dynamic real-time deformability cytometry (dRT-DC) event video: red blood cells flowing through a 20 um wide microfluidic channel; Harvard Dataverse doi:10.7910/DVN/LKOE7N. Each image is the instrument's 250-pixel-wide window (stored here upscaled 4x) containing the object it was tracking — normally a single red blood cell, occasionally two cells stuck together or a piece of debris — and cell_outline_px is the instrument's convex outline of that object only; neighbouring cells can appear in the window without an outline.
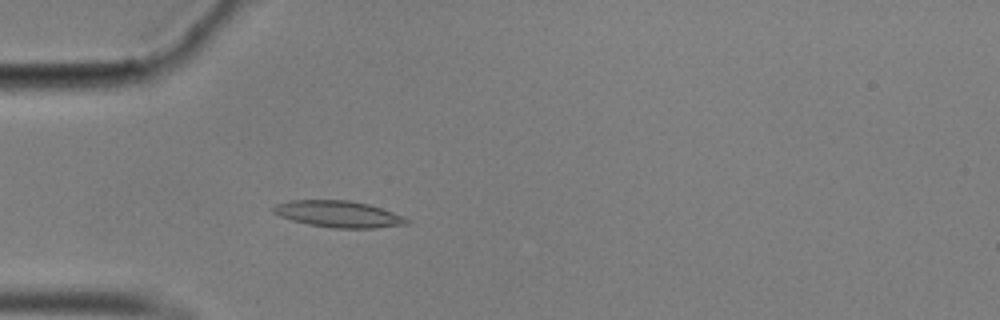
{"species": "common noctule bat (a hibernating species)", "species_latin": "Nyctalus noctula", "temperature_condition": "cold", "stored_images_in_passage": 57, "camera_frame_rate_fps": 3000, "um_per_image_px": 0.085, "animal": {"sex": "male", "body_mass_g": 17.9}, "frame": {"image": 1, "passage_image": 17, "time_ms": 5.333, "image_size_px": [1000, 320], "cell_outline_px": [[412, 220], [408, 224], [376, 228], [332, 228], [308, 224], [292, 220], [280, 216], [272, 212], [272, 208], [276, 204], [292, 200], [348, 200], [368, 204], [404, 216]], "centroid_in_image_um": [28.79, 18.2], "position_along_channel_um": 56.2, "area_um2": 20.63}}
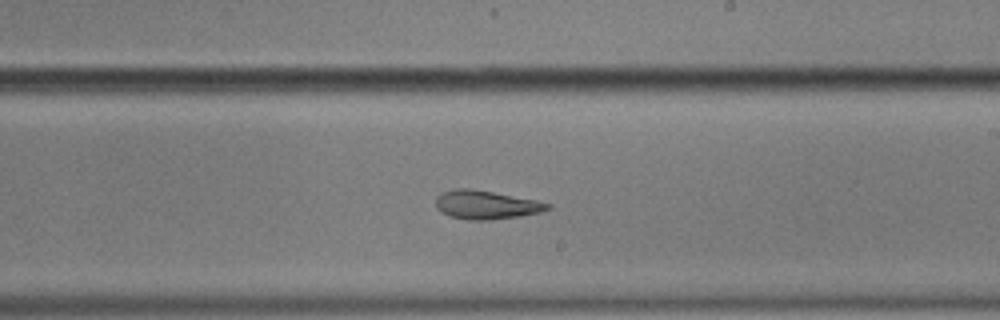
{"frame": {"image": 2, "passage_image": 34, "time_ms": 11.0, "image_size_px": [1000, 320], "cell_outline_px": [[552, 208], [540, 212], [520, 216], [492, 220], [468, 220], [452, 216], [436, 208], [436, 196], [440, 192], [456, 188], [468, 188], [492, 192], [536, 200], [552, 204]], "centroid_in_image_um": [41.32, 17.4], "position_along_channel_um": 247.7, "area_um2": 18.61}}
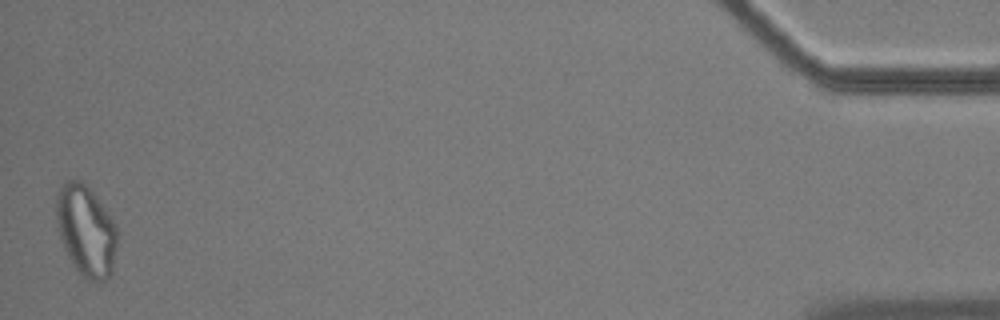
{"frame": {"image": 3, "passage_image": 57, "time_ms": 18.667, "image_size_px": [1000, 320], "cell_outline_px": [[116, 244], [112, 272], [104, 280], [96, 284], [88, 280], [76, 272], [64, 248], [60, 236], [56, 220], [56, 192], [68, 180], [80, 180], [92, 192], [116, 224]], "centroid_in_image_um": [7.29, 19.65], "position_along_channel_um": 427.9, "area_um2": 32.14}, "authors_computed_cell_mechanics": {"area_um2": 19.5364, "velocity_mm_per_s": 3.4776, "shape_relaxation_time_tau1_ms": null, "shape_relaxation_time_tau2_ms": 3.78, "deformation_change_tau1": null, "deformation_change_tau2": 0.1161}}